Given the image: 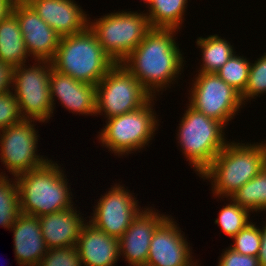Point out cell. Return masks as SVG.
Listing matches in <instances>:
<instances>
[{"label":"cell","instance_id":"obj_1","mask_svg":"<svg viewBox=\"0 0 266 266\" xmlns=\"http://www.w3.org/2000/svg\"><path fill=\"white\" fill-rule=\"evenodd\" d=\"M177 32L176 29L152 28L120 62L152 97H156L164 88L165 91L167 87L171 88L183 72L186 63L174 38Z\"/></svg>","mask_w":266,"mask_h":266},{"label":"cell","instance_id":"obj_2","mask_svg":"<svg viewBox=\"0 0 266 266\" xmlns=\"http://www.w3.org/2000/svg\"><path fill=\"white\" fill-rule=\"evenodd\" d=\"M264 142L245 144L232 141L225 145L199 175L203 180L211 181L213 196L221 200L229 198L266 166Z\"/></svg>","mask_w":266,"mask_h":266},{"label":"cell","instance_id":"obj_3","mask_svg":"<svg viewBox=\"0 0 266 266\" xmlns=\"http://www.w3.org/2000/svg\"><path fill=\"white\" fill-rule=\"evenodd\" d=\"M61 169L49 159L42 166L15 177L20 213L40 217L74 205L69 181Z\"/></svg>","mask_w":266,"mask_h":266},{"label":"cell","instance_id":"obj_4","mask_svg":"<svg viewBox=\"0 0 266 266\" xmlns=\"http://www.w3.org/2000/svg\"><path fill=\"white\" fill-rule=\"evenodd\" d=\"M50 62L54 70L94 85L116 64L89 27L79 34L61 37Z\"/></svg>","mask_w":266,"mask_h":266},{"label":"cell","instance_id":"obj_5","mask_svg":"<svg viewBox=\"0 0 266 266\" xmlns=\"http://www.w3.org/2000/svg\"><path fill=\"white\" fill-rule=\"evenodd\" d=\"M186 109L176 139L186 161L200 175L229 141L225 137L226 127L221 122L205 116L189 104Z\"/></svg>","mask_w":266,"mask_h":266},{"label":"cell","instance_id":"obj_6","mask_svg":"<svg viewBox=\"0 0 266 266\" xmlns=\"http://www.w3.org/2000/svg\"><path fill=\"white\" fill-rule=\"evenodd\" d=\"M155 98L152 97L137 110L106 119V125L97 136L101 146L119 157L145 148L159 126L153 108Z\"/></svg>","mask_w":266,"mask_h":266},{"label":"cell","instance_id":"obj_7","mask_svg":"<svg viewBox=\"0 0 266 266\" xmlns=\"http://www.w3.org/2000/svg\"><path fill=\"white\" fill-rule=\"evenodd\" d=\"M90 30L116 63L122 62L152 29L146 13L118 11L91 20Z\"/></svg>","mask_w":266,"mask_h":266},{"label":"cell","instance_id":"obj_8","mask_svg":"<svg viewBox=\"0 0 266 266\" xmlns=\"http://www.w3.org/2000/svg\"><path fill=\"white\" fill-rule=\"evenodd\" d=\"M35 62L14 67L11 89L24 119L47 123L54 113L49 89L53 66L47 60Z\"/></svg>","mask_w":266,"mask_h":266},{"label":"cell","instance_id":"obj_9","mask_svg":"<svg viewBox=\"0 0 266 266\" xmlns=\"http://www.w3.org/2000/svg\"><path fill=\"white\" fill-rule=\"evenodd\" d=\"M151 98L143 85L121 63H116L96 85V115L109 119L126 114Z\"/></svg>","mask_w":266,"mask_h":266},{"label":"cell","instance_id":"obj_10","mask_svg":"<svg viewBox=\"0 0 266 266\" xmlns=\"http://www.w3.org/2000/svg\"><path fill=\"white\" fill-rule=\"evenodd\" d=\"M195 76L189 90L188 104L226 127L244 106L241 94L216 73L198 72Z\"/></svg>","mask_w":266,"mask_h":266},{"label":"cell","instance_id":"obj_11","mask_svg":"<svg viewBox=\"0 0 266 266\" xmlns=\"http://www.w3.org/2000/svg\"><path fill=\"white\" fill-rule=\"evenodd\" d=\"M35 121L24 119L0 131V160L14 177L40 167L49 160L38 155L39 135L33 124Z\"/></svg>","mask_w":266,"mask_h":266},{"label":"cell","instance_id":"obj_12","mask_svg":"<svg viewBox=\"0 0 266 266\" xmlns=\"http://www.w3.org/2000/svg\"><path fill=\"white\" fill-rule=\"evenodd\" d=\"M114 184L95 205L88 222L111 237L120 239L132 221L142 211L138 200L130 190ZM134 196V197H133ZM93 215V216H92Z\"/></svg>","mask_w":266,"mask_h":266},{"label":"cell","instance_id":"obj_13","mask_svg":"<svg viewBox=\"0 0 266 266\" xmlns=\"http://www.w3.org/2000/svg\"><path fill=\"white\" fill-rule=\"evenodd\" d=\"M168 215L156 228L149 246L146 266H199L192 259L185 235Z\"/></svg>","mask_w":266,"mask_h":266},{"label":"cell","instance_id":"obj_14","mask_svg":"<svg viewBox=\"0 0 266 266\" xmlns=\"http://www.w3.org/2000/svg\"><path fill=\"white\" fill-rule=\"evenodd\" d=\"M12 12L19 22L29 57L32 56L33 60L51 61L59 46L60 35L25 0H16Z\"/></svg>","mask_w":266,"mask_h":266},{"label":"cell","instance_id":"obj_15","mask_svg":"<svg viewBox=\"0 0 266 266\" xmlns=\"http://www.w3.org/2000/svg\"><path fill=\"white\" fill-rule=\"evenodd\" d=\"M153 209L144 207L119 239V256H123L129 266L146 265L153 234L168 216Z\"/></svg>","mask_w":266,"mask_h":266},{"label":"cell","instance_id":"obj_16","mask_svg":"<svg viewBox=\"0 0 266 266\" xmlns=\"http://www.w3.org/2000/svg\"><path fill=\"white\" fill-rule=\"evenodd\" d=\"M49 89L53 111L56 107L54 102L59 100L69 113L96 116V85L75 80L52 69Z\"/></svg>","mask_w":266,"mask_h":266},{"label":"cell","instance_id":"obj_17","mask_svg":"<svg viewBox=\"0 0 266 266\" xmlns=\"http://www.w3.org/2000/svg\"><path fill=\"white\" fill-rule=\"evenodd\" d=\"M25 1L60 37L79 34L88 28L89 17L74 0Z\"/></svg>","mask_w":266,"mask_h":266},{"label":"cell","instance_id":"obj_18","mask_svg":"<svg viewBox=\"0 0 266 266\" xmlns=\"http://www.w3.org/2000/svg\"><path fill=\"white\" fill-rule=\"evenodd\" d=\"M19 266H37L48 251L37 216L20 213L11 227Z\"/></svg>","mask_w":266,"mask_h":266},{"label":"cell","instance_id":"obj_19","mask_svg":"<svg viewBox=\"0 0 266 266\" xmlns=\"http://www.w3.org/2000/svg\"><path fill=\"white\" fill-rule=\"evenodd\" d=\"M76 208L77 206H72L67 210L38 217L48 249L77 245L81 229L87 220H84V216Z\"/></svg>","mask_w":266,"mask_h":266},{"label":"cell","instance_id":"obj_20","mask_svg":"<svg viewBox=\"0 0 266 266\" xmlns=\"http://www.w3.org/2000/svg\"><path fill=\"white\" fill-rule=\"evenodd\" d=\"M82 266H116L119 261V239L86 222L76 245Z\"/></svg>","mask_w":266,"mask_h":266},{"label":"cell","instance_id":"obj_21","mask_svg":"<svg viewBox=\"0 0 266 266\" xmlns=\"http://www.w3.org/2000/svg\"><path fill=\"white\" fill-rule=\"evenodd\" d=\"M28 56L19 22L11 12L0 22V61L15 67L25 64Z\"/></svg>","mask_w":266,"mask_h":266},{"label":"cell","instance_id":"obj_22","mask_svg":"<svg viewBox=\"0 0 266 266\" xmlns=\"http://www.w3.org/2000/svg\"><path fill=\"white\" fill-rule=\"evenodd\" d=\"M188 0H149L145 12L152 28L179 30L187 9ZM149 12V13H148Z\"/></svg>","mask_w":266,"mask_h":266},{"label":"cell","instance_id":"obj_23","mask_svg":"<svg viewBox=\"0 0 266 266\" xmlns=\"http://www.w3.org/2000/svg\"><path fill=\"white\" fill-rule=\"evenodd\" d=\"M196 45L202 53V64L197 71L201 73H216L236 52L228 40L217 34L198 37Z\"/></svg>","mask_w":266,"mask_h":266},{"label":"cell","instance_id":"obj_24","mask_svg":"<svg viewBox=\"0 0 266 266\" xmlns=\"http://www.w3.org/2000/svg\"><path fill=\"white\" fill-rule=\"evenodd\" d=\"M229 198L252 214L266 212V166Z\"/></svg>","mask_w":266,"mask_h":266},{"label":"cell","instance_id":"obj_25","mask_svg":"<svg viewBox=\"0 0 266 266\" xmlns=\"http://www.w3.org/2000/svg\"><path fill=\"white\" fill-rule=\"evenodd\" d=\"M5 175L0 173V226L10 230L20 214V204L16 178Z\"/></svg>","mask_w":266,"mask_h":266},{"label":"cell","instance_id":"obj_26","mask_svg":"<svg viewBox=\"0 0 266 266\" xmlns=\"http://www.w3.org/2000/svg\"><path fill=\"white\" fill-rule=\"evenodd\" d=\"M228 199L230 202L220 209L218 218L215 219L214 223L221 227L225 235L233 238L240 230L252 222L250 220L251 212L239 206L231 198Z\"/></svg>","mask_w":266,"mask_h":266},{"label":"cell","instance_id":"obj_27","mask_svg":"<svg viewBox=\"0 0 266 266\" xmlns=\"http://www.w3.org/2000/svg\"><path fill=\"white\" fill-rule=\"evenodd\" d=\"M236 52L230 59L216 72L228 85L242 94L245 91L248 82L250 60Z\"/></svg>","mask_w":266,"mask_h":266},{"label":"cell","instance_id":"obj_28","mask_svg":"<svg viewBox=\"0 0 266 266\" xmlns=\"http://www.w3.org/2000/svg\"><path fill=\"white\" fill-rule=\"evenodd\" d=\"M266 93V52L251 63L245 91L241 94L244 105Z\"/></svg>","mask_w":266,"mask_h":266},{"label":"cell","instance_id":"obj_29","mask_svg":"<svg viewBox=\"0 0 266 266\" xmlns=\"http://www.w3.org/2000/svg\"><path fill=\"white\" fill-rule=\"evenodd\" d=\"M232 239H234V242L230 248L235 252L257 257L261 246V228L252 221Z\"/></svg>","mask_w":266,"mask_h":266},{"label":"cell","instance_id":"obj_30","mask_svg":"<svg viewBox=\"0 0 266 266\" xmlns=\"http://www.w3.org/2000/svg\"><path fill=\"white\" fill-rule=\"evenodd\" d=\"M37 266H82L76 246L48 249Z\"/></svg>","mask_w":266,"mask_h":266},{"label":"cell","instance_id":"obj_31","mask_svg":"<svg viewBox=\"0 0 266 266\" xmlns=\"http://www.w3.org/2000/svg\"><path fill=\"white\" fill-rule=\"evenodd\" d=\"M23 120L24 118L13 91L10 90L0 94V131Z\"/></svg>","mask_w":266,"mask_h":266},{"label":"cell","instance_id":"obj_32","mask_svg":"<svg viewBox=\"0 0 266 266\" xmlns=\"http://www.w3.org/2000/svg\"><path fill=\"white\" fill-rule=\"evenodd\" d=\"M217 266H259L258 258L235 252L230 247L224 250Z\"/></svg>","mask_w":266,"mask_h":266},{"label":"cell","instance_id":"obj_33","mask_svg":"<svg viewBox=\"0 0 266 266\" xmlns=\"http://www.w3.org/2000/svg\"><path fill=\"white\" fill-rule=\"evenodd\" d=\"M14 67L8 63L0 61V94L12 89Z\"/></svg>","mask_w":266,"mask_h":266},{"label":"cell","instance_id":"obj_34","mask_svg":"<svg viewBox=\"0 0 266 266\" xmlns=\"http://www.w3.org/2000/svg\"><path fill=\"white\" fill-rule=\"evenodd\" d=\"M261 228V246L257 255L259 266H266V222Z\"/></svg>","mask_w":266,"mask_h":266},{"label":"cell","instance_id":"obj_35","mask_svg":"<svg viewBox=\"0 0 266 266\" xmlns=\"http://www.w3.org/2000/svg\"><path fill=\"white\" fill-rule=\"evenodd\" d=\"M15 2H0V22L11 12Z\"/></svg>","mask_w":266,"mask_h":266},{"label":"cell","instance_id":"obj_36","mask_svg":"<svg viewBox=\"0 0 266 266\" xmlns=\"http://www.w3.org/2000/svg\"><path fill=\"white\" fill-rule=\"evenodd\" d=\"M16 0H0V2H15Z\"/></svg>","mask_w":266,"mask_h":266},{"label":"cell","instance_id":"obj_37","mask_svg":"<svg viewBox=\"0 0 266 266\" xmlns=\"http://www.w3.org/2000/svg\"><path fill=\"white\" fill-rule=\"evenodd\" d=\"M148 1H149V0H143V2H144L145 4H147V3H148Z\"/></svg>","mask_w":266,"mask_h":266}]
</instances>
